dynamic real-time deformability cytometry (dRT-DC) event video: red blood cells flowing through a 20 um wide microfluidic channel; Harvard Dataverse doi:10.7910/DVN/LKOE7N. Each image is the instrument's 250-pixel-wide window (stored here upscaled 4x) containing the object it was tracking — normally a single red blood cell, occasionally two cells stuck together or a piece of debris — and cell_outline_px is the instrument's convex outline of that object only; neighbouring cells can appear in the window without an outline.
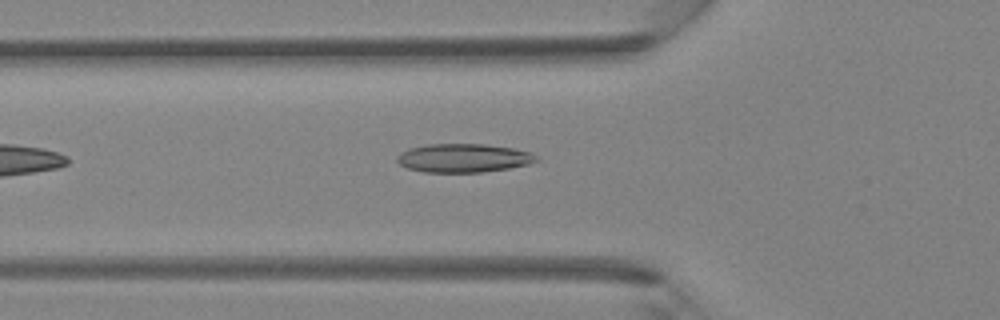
{"species": "Egyptian fruit bat (a non-hibernating species)", "species_latin": "Rousettus aegyptiacus", "temperature_condition": "room temperature", "stored_images_in_passage": 31, "camera_frame_rate_fps": 3000, "um_per_image_px": 0.085, "animal": {"sex": "female"}, "frame": {"image": 1, "passage_image": 3, "time_ms": 0.667, "image_size_px": [1000, 320], "cell_outline_px": [[540, 160], [528, 164], [508, 168], [480, 172], [424, 172], [408, 168], [400, 164], [396, 160], [396, 156], [400, 152], [408, 148], [428, 144], [484, 144], [512, 148], [532, 152]], "centroid_in_image_um": [39.38, 13.42], "position_along_channel_um": 86.4, "area_um2": 23.24}}
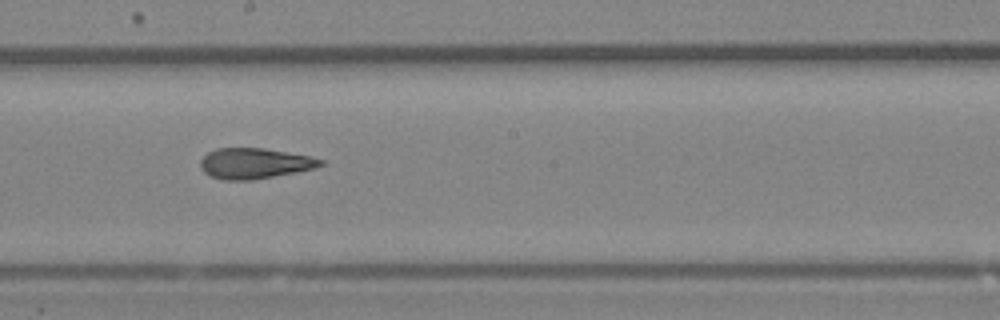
{"frame": {"image": 2, "passage_image": 12, "time_ms": 3.667, "image_size_px": [1000, 320], "cell_outline_px": [[324, 164], [316, 168], [296, 172], [248, 180], [224, 180], [212, 176], [204, 172], [200, 168], [200, 160], [208, 152], [216, 148], [264, 148], [312, 156], [324, 160]], "centroid_in_image_um": [21.65, 13.87], "position_along_channel_um": 226.5, "area_um2": 21.39}}
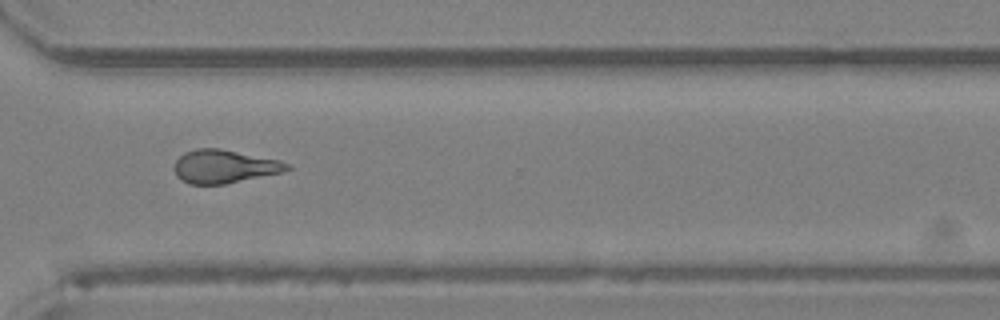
{"frame": {"image": 3, "passage_image": 20, "time_ms": 6.333, "image_size_px": [1000, 320], "cell_outline_px": [[292, 168], [280, 172], [224, 184], [188, 184], [180, 180], [176, 176], [172, 168], [176, 160], [184, 152], [196, 148], [220, 148], [280, 160], [292, 164]], "centroid_in_image_um": [19.02, 14.14], "position_along_channel_um": 351.6, "area_um2": 22.02}}